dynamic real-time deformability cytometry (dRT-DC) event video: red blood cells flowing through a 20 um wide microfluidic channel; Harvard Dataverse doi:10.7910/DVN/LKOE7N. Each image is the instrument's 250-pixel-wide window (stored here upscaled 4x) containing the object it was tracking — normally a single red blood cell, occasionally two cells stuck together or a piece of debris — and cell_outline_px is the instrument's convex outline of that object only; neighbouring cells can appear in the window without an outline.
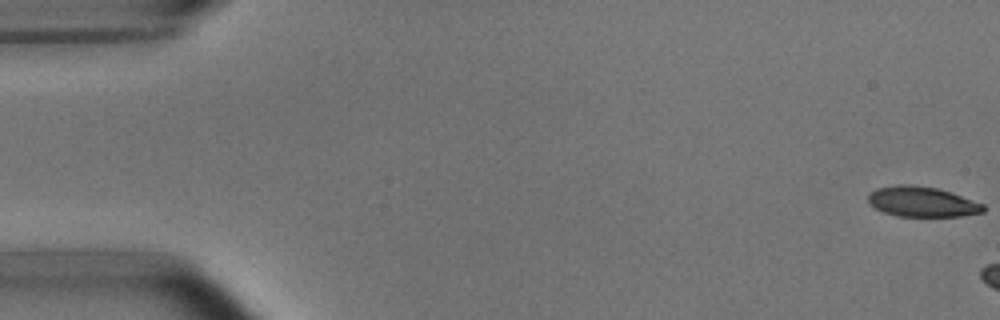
{"species": "common noctule bat (a hibernating species)", "species_latin": "Nyctalus noctula", "temperature_condition": "room temperature", "stored_images_in_passage": 3, "camera_frame_rate_fps": 3000, "um_per_image_px": 0.085, "animal": {"sex": "male", "body_mass_g": 15.6}, "frame": {"image": 1, "passage_image": 1, "time_ms": 0.0, "image_size_px": [1000, 320], "cell_outline_px": [[984, 212], [960, 216], [896, 216], [884, 212], [868, 204], [868, 192], [876, 188], [900, 184], [908, 184], [936, 188], [984, 204]], "centroid_in_image_um": [78.31, 17.15], "position_along_channel_um": 6.7, "area_um2": 20.11}}